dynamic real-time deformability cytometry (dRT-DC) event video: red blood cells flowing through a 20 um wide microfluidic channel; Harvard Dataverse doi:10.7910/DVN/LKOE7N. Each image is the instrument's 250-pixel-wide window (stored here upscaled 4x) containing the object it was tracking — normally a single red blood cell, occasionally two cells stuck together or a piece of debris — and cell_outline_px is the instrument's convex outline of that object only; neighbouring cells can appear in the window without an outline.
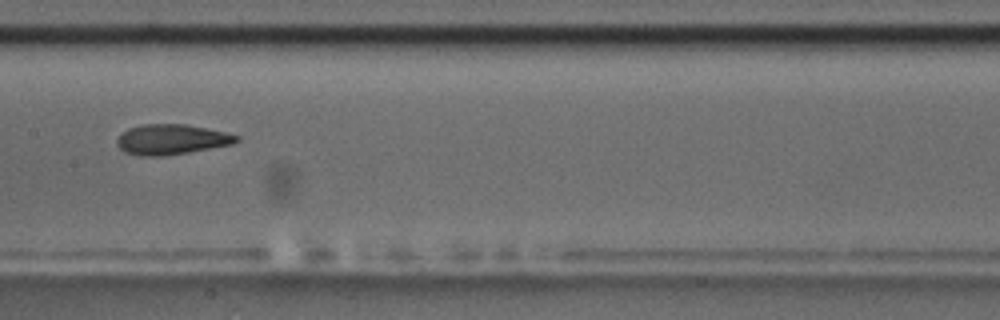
{"species": "common noctule bat (a hibernating species)", "species_latin": "Nyctalus noctula", "temperature_condition": "room temperature", "stored_images_in_passage": 11, "camera_frame_rate_fps": 3000, "um_per_image_px": 0.085, "animal": {"sex": "male", "body_mass_g": 17.5, "forearm_length_mm": 52.3}, "frame": {"image": 1, "passage_image": 8, "time_ms": 8.0, "image_size_px": [1000, 320], "cell_outline_px": [[240, 140], [232, 144], [188, 152], [160, 156], [140, 156], [124, 152], [116, 144], [116, 140], [128, 128], [144, 124], [184, 124], [224, 132], [240, 136]], "centroid_in_image_um": [14.56, 11.85], "position_along_channel_um": 192.8, "area_um2": 20.81}}